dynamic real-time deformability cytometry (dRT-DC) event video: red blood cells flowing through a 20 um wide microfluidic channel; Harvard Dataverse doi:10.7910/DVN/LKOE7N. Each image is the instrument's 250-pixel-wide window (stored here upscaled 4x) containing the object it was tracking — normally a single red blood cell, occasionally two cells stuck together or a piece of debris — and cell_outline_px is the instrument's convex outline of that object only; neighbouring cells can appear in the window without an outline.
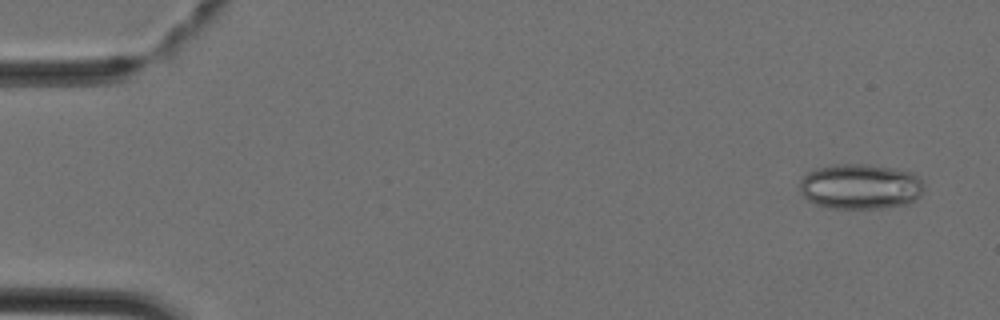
{"species": "Egyptian fruit bat (a non-hibernating species)", "species_latin": "Rousettus aegyptiacus", "temperature_condition": "cold", "stored_images_in_passage": 3, "camera_frame_rate_fps": 3000, "um_per_image_px": 0.085, "animal": {"sex": "female"}, "frame": {"image": 1, "passage_image": 1, "time_ms": 0.0, "image_size_px": [1000, 320], "cell_outline_px": [[924, 188], [920, 196], [916, 200], [908, 204], [880, 208], [828, 208], [816, 204], [808, 200], [800, 192], [800, 180], [808, 172], [816, 168], [836, 164], [868, 164], [892, 168], [912, 172], [920, 176], [924, 184]], "centroid_in_image_um": [73.16, 15.85], "position_along_channel_um": 11.8, "area_um2": 33.12}}